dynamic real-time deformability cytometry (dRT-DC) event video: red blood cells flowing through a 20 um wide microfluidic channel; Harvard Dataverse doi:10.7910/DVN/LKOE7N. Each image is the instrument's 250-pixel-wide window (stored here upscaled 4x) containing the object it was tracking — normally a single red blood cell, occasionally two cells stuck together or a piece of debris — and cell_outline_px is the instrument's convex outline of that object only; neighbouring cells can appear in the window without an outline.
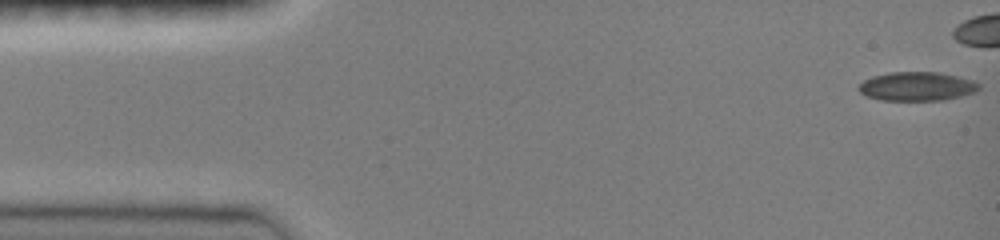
{"species": "common noctule bat (a hibernating species)", "species_latin": "Nyctalus noctula", "temperature_condition": "room temperature", "stored_images_in_passage": 39, "camera_frame_rate_fps": 3000, "um_per_image_px": 0.085, "animal": {"sex": "female", "body_mass_g": 19.0, "forearm_length_mm": 51.5}, "frame": {"image": 1, "passage_image": 1, "time_ms": 0.0, "image_size_px": [1000, 240], "cell_outline_px": [[980, 88], [976, 92], [944, 100], [880, 100], [868, 96], [860, 92], [856, 88], [864, 80], [872, 76], [888, 72], [940, 72], [972, 80], [980, 84]], "centroid_in_image_um": [77.93, 7.34], "position_along_channel_um": 7.1, "area_um2": 20.29}}
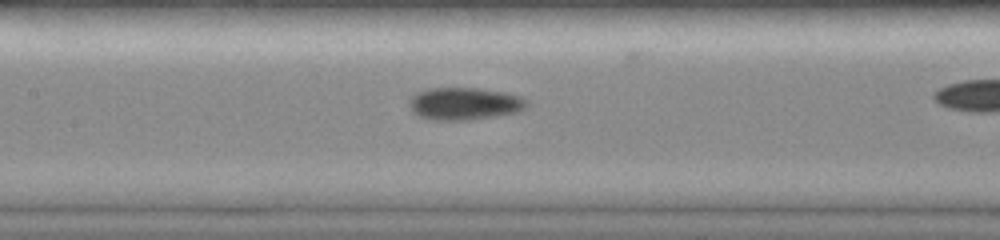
{"frame": {"image": 2, "passage_image": 22, "time_ms": 7.0, "image_size_px": [1000, 240], "cell_outline_px": [[528, 108], [520, 112], [468, 120], [432, 120], [420, 116], [412, 112], [408, 104], [408, 100], [416, 92], [428, 88], [480, 88], [508, 92], [520, 96], [528, 100]], "centroid_in_image_um": [39.51, 8.8], "position_along_channel_um": 167.9, "area_um2": 22.66}}
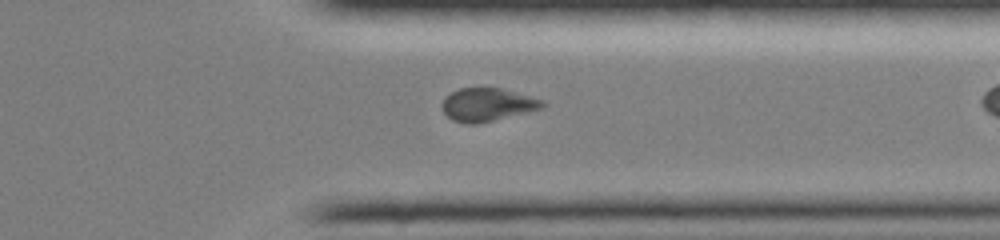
{"frame": {"image": 3, "passage_image": 37, "time_ms": 12.0, "image_size_px": [1000, 240], "cell_outline_px": [[544, 108], [476, 124], [468, 124], [452, 120], [444, 112], [444, 96], [460, 88], [500, 88], [544, 100]], "centroid_in_image_um": [41.44, 8.89], "position_along_channel_um": 370.0, "area_um2": 19.02}}